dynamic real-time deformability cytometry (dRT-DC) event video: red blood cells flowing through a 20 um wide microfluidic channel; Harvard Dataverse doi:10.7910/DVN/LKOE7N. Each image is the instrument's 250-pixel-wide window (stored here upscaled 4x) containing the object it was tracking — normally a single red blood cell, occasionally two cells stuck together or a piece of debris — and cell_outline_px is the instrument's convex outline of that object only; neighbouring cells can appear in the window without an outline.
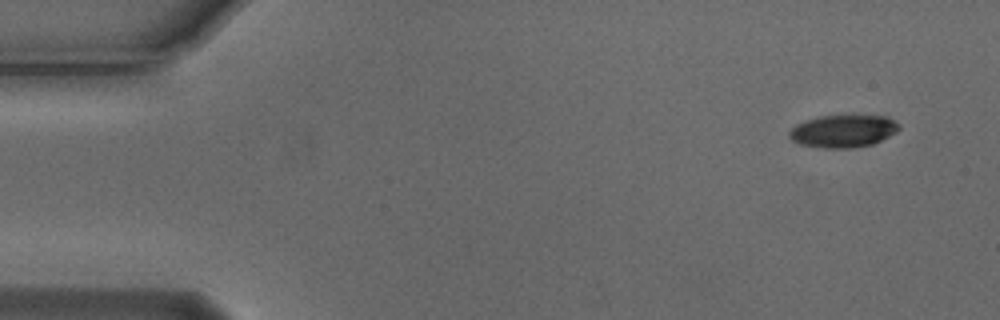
{"species": "Egyptian fruit bat (a non-hibernating species)", "species_latin": "Rousettus aegyptiacus", "temperature_condition": "cold", "stored_images_in_passage": 6, "segment_of_instrument_passage": [2, 2], "camera_frame_rate_fps": 3000, "um_per_image_px": 0.085, "animal": {"sex": "male"}, "frame": {"image": 1, "passage_image": 6, "time_ms": 1.667, "image_size_px": [1000, 320], "cell_outline_px": [[900, 128], [896, 132], [872, 144], [848, 148], [824, 148], [800, 144], [792, 140], [788, 136], [788, 132], [796, 124], [804, 120], [820, 116], [888, 116], [900, 124]], "centroid_in_image_um": [71.65, 11.14], "position_along_channel_um": 13.3, "area_um2": 20.69}}